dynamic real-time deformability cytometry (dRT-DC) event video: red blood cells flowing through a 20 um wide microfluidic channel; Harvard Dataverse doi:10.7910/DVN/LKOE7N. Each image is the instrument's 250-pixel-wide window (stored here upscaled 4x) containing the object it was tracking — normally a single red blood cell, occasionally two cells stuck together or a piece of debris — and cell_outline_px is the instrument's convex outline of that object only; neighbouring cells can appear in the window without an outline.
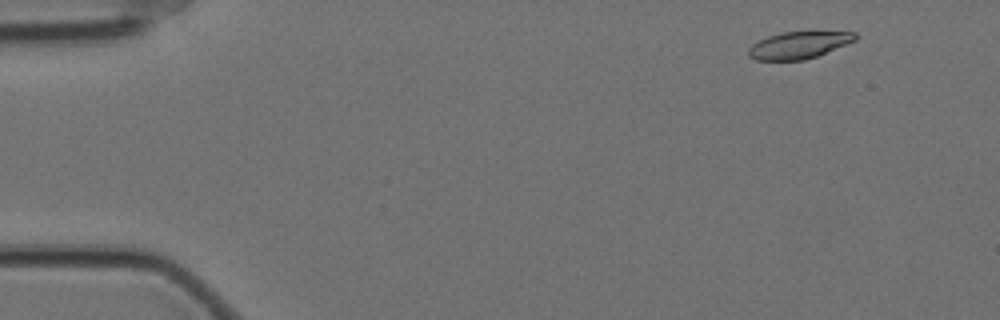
{"species": "Egyptian fruit bat (a non-hibernating species)", "species_latin": "Rousettus aegyptiacus", "temperature_condition": "cold", "stored_images_in_passage": 8, "camera_frame_rate_fps": 3000, "um_per_image_px": 0.085, "animal": {"sex": "female"}, "frame": {"image": 1, "passage_image": 4, "time_ms": 1.0, "image_size_px": [1000, 320], "cell_outline_px": [[856, 40], [816, 56], [804, 60], [756, 60], [748, 56], [748, 48], [752, 44], [768, 36], [784, 32], [856, 32]], "centroid_in_image_um": [67.85, 3.84], "position_along_channel_um": 17.1, "area_um2": 16.53}}